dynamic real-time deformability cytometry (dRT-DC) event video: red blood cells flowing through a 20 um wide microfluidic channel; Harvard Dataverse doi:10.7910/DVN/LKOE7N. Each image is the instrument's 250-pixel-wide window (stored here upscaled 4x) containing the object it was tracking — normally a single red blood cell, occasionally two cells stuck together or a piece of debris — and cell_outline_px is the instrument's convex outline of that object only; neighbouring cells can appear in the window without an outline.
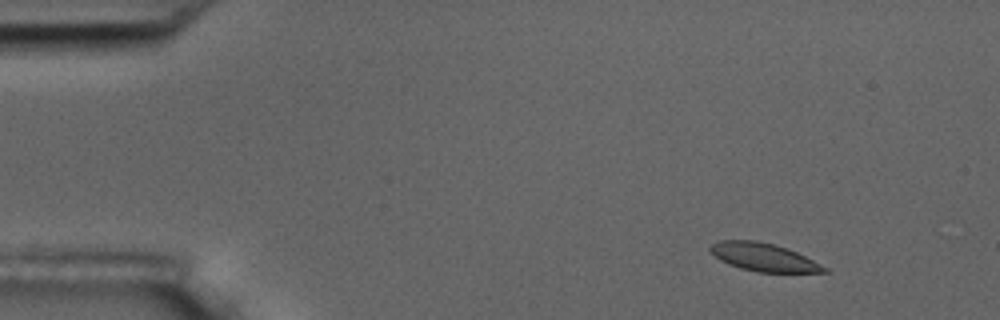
{"species": "common noctule bat (a hibernating species)", "species_latin": "Nyctalus noctula", "temperature_condition": "room temperature", "stored_images_in_passage": 4, "camera_frame_rate_fps": 3000, "um_per_image_px": 0.085, "animal": {"sex": "male", "body_mass_g": 17.5, "forearm_length_mm": 52.3}, "frame": {"image": 1, "passage_image": 2, "time_ms": 1.333, "image_size_px": [1000, 320], "cell_outline_px": [[828, 272], [756, 272], [740, 268], [728, 264], [720, 260], [708, 248], [716, 240], [756, 240], [772, 244], [796, 252], [828, 268]], "centroid_in_image_um": [64.86, 21.86], "position_along_channel_um": 20.1, "area_um2": 18.38}}